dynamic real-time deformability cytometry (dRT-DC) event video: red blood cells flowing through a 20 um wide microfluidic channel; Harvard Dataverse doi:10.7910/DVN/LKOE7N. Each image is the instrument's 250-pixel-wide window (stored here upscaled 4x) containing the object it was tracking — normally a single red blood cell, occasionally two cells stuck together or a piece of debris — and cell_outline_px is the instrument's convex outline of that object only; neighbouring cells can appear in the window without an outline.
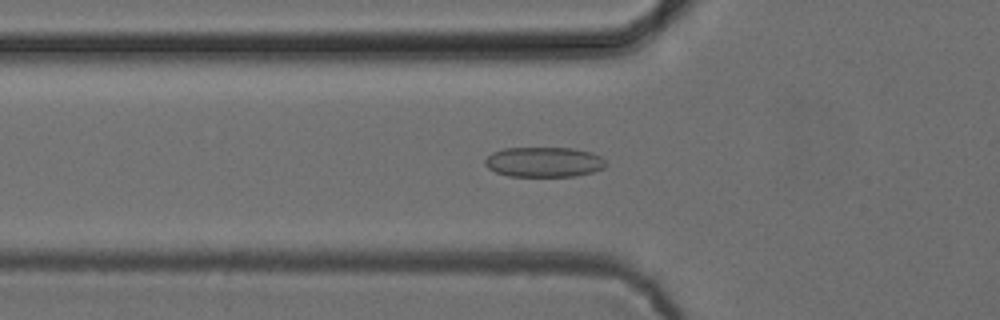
{"species": "common noctule bat (a hibernating species)", "species_latin": "Nyctalus noctula", "temperature_condition": "cold", "stored_images_in_passage": 45, "camera_frame_rate_fps": 3000, "um_per_image_px": 0.085, "animal": {"sex": "female", "body_mass_g": 24.6, "forearm_length_mm": 56.2}, "frame": {"image": 1, "passage_image": 11, "time_ms": 3.333, "image_size_px": [1000, 320], "cell_outline_px": [[608, 164], [604, 168], [592, 172], [576, 176], [508, 176], [496, 172], [488, 168], [484, 164], [484, 160], [492, 152], [504, 148], [572, 148], [592, 152], [600, 156]], "centroid_in_image_um": [46.24, 13.77], "position_along_channel_um": 79.6, "area_um2": 21.27}}
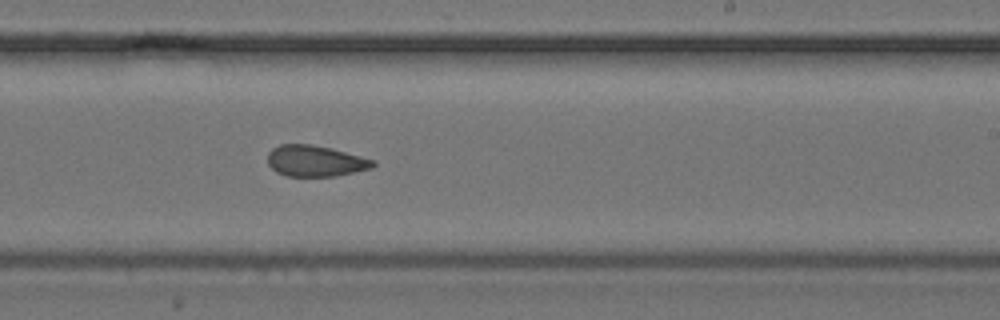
{"frame": {"image": 2, "passage_image": 25, "time_ms": 8.0, "image_size_px": [1000, 320], "cell_outline_px": [[376, 164], [372, 168], [336, 176], [288, 176], [276, 172], [268, 164], [268, 152], [272, 148], [280, 144], [312, 144], [332, 148], [376, 160]], "centroid_in_image_um": [26.81, 13.67], "position_along_channel_um": 262.2, "area_um2": 19.25}}
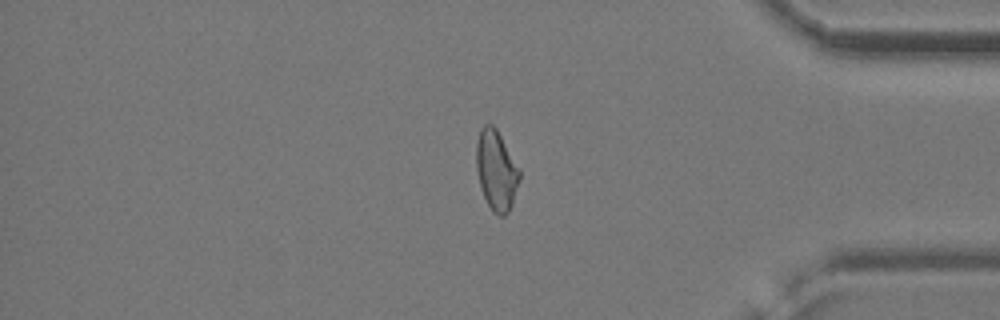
{"frame": {"image": 3, "passage_image": 37, "time_ms": 12.0, "image_size_px": [1000, 320], "cell_outline_px": [[520, 180], [508, 212], [504, 216], [500, 216], [492, 212], [484, 196], [480, 184], [476, 168], [476, 144], [480, 128], [484, 124], [492, 124], [496, 128], [520, 172]], "centroid_in_image_um": [42.16, 14.47], "position_along_channel_um": 393.0, "area_um2": 19.77}, "authors_computed_cell_mechanics": {"area_um2": 19.8832, "velocity_mm_per_s": 3.9047, "shape_relaxation_time_tau1_ms": null, "shape_relaxation_time_tau2_ms": 3.5056, "deformation_change_tau1": null, "deformation_change_tau2": 0.1114}}